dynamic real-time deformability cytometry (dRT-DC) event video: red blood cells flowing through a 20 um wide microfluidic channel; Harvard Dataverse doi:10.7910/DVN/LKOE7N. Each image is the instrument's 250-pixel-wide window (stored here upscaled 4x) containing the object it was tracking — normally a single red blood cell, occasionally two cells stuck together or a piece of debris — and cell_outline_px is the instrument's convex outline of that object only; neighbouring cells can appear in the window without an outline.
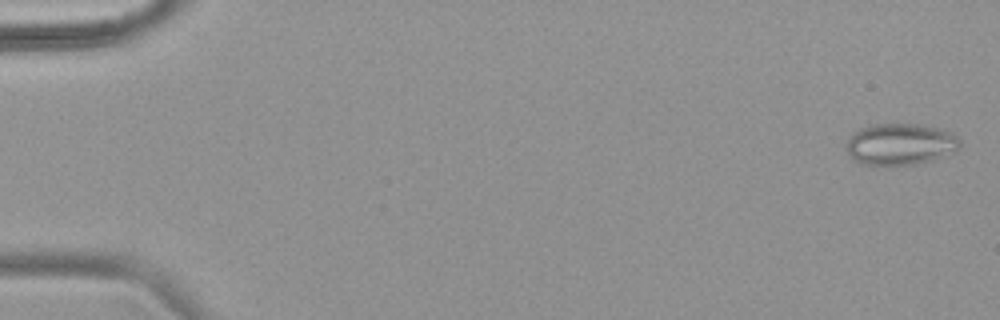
{"species": "common noctule bat (a hibernating species)", "species_latin": "Nyctalus noctula", "temperature_condition": "warm", "stored_images_in_passage": 54, "camera_frame_rate_fps": 3000, "um_per_image_px": 0.085, "animal": {"sex": "female", "body_mass_g": 18.4}, "frame": {"image": 1, "passage_image": 2, "time_ms": 0.333, "image_size_px": [1000, 320], "cell_outline_px": [[960, 144], [956, 148], [932, 160], [916, 164], [860, 164], [848, 152], [848, 140], [860, 128], [868, 124], [920, 124], [952, 132], [960, 140]], "centroid_in_image_um": [76.52, 12.23], "position_along_channel_um": 8.5, "area_um2": 26.76}}
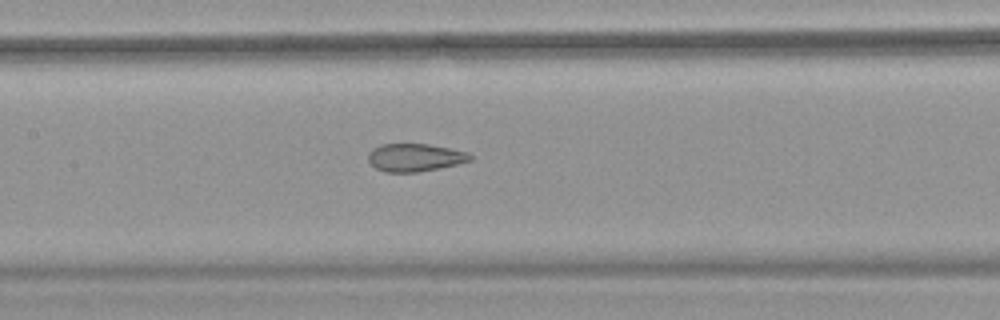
{"frame": {"image": 2, "passage_image": 27, "time_ms": 8.667, "image_size_px": [1000, 320], "cell_outline_px": [[472, 160], [440, 168], [416, 172], [388, 172], [376, 168], [368, 160], [368, 152], [372, 148], [380, 144], [428, 144], [448, 148], [464, 152], [472, 156]], "centroid_in_image_um": [35.22, 13.38], "position_along_channel_um": 172.2, "area_um2": 16.36}}
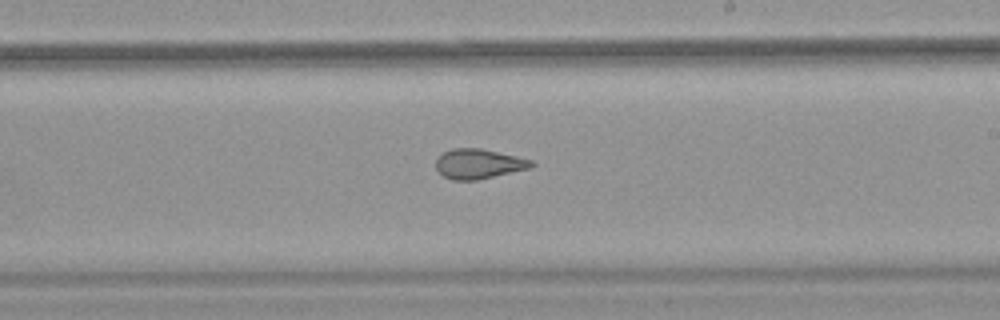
{"frame": {"image": 3, "passage_image": 33, "time_ms": 10.667, "image_size_px": [1000, 320], "cell_outline_px": [[536, 164], [532, 168], [476, 180], [452, 180], [444, 176], [436, 168], [436, 160], [444, 152], [452, 148], [480, 148], [516, 156], [532, 160]], "centroid_in_image_um": [40.71, 13.93], "position_along_channel_um": 248.3, "area_um2": 16.53}, "authors_computed_cell_mechanics": {"area_um2": 20.4034, "velocity_mm_per_s": 3.8333, "shape_relaxation_time_tau1_ms": null, "shape_relaxation_time_tau2_ms": 1.7882, "deformation_change_tau1": null, "deformation_change_tau2": 0.0983}}